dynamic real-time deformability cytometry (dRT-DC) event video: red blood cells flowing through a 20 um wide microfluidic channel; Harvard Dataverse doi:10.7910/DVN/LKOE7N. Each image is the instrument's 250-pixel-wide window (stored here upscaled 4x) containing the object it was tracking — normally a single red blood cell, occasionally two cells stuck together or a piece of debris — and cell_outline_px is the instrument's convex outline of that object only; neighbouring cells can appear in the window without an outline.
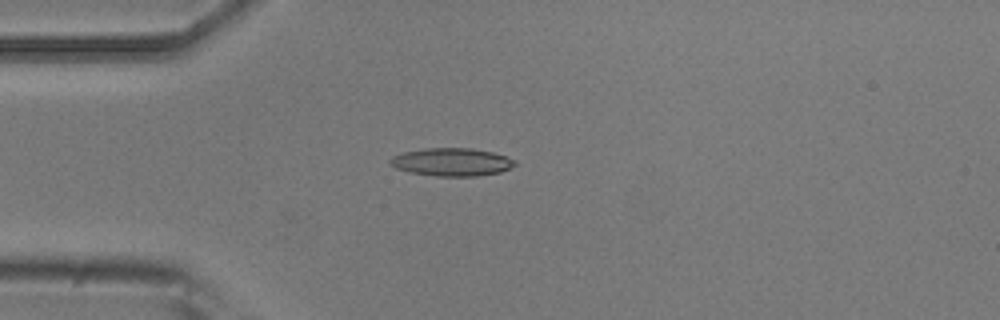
{"species": "common noctule bat (a hibernating species)", "species_latin": "Nyctalus noctula", "temperature_condition": "room temperature", "stored_images_in_passage": 2, "camera_frame_rate_fps": 3000, "um_per_image_px": 0.085, "animal": {"sex": "male", "body_mass_g": 20.5, "forearm_length_mm": 52.5}, "frame": {"image": 1, "passage_image": 1, "time_ms": 0.0, "image_size_px": [1000, 320], "cell_outline_px": [[516, 164], [500, 172], [476, 176], [436, 176], [412, 172], [396, 168], [388, 164], [388, 160], [392, 156], [404, 152], [424, 148], [472, 148], [492, 152], [516, 160]], "centroid_in_image_um": [38.36, 13.76], "position_along_channel_um": 46.6, "area_um2": 20.23}}